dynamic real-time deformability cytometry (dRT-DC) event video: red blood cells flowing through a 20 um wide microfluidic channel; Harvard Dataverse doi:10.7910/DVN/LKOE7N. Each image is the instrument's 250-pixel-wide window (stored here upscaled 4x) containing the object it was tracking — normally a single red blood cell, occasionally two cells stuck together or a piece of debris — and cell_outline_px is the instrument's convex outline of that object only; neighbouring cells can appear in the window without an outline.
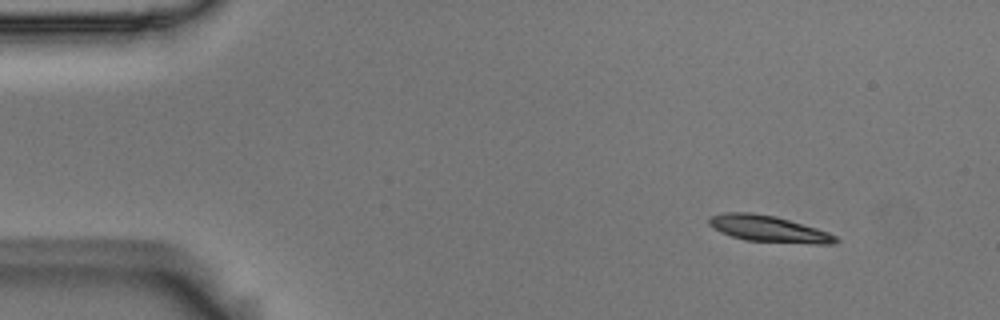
{"species": "Egyptian fruit bat (a non-hibernating species)", "species_latin": "Rousettus aegyptiacus", "temperature_condition": "room temperature", "stored_images_in_passage": 46, "camera_frame_rate_fps": 3000, "um_per_image_px": 0.085, "animal": {"sex": "male"}, "frame": {"image": 1, "passage_image": 1, "time_ms": 0.0, "image_size_px": [1000, 320], "cell_outline_px": [[836, 240], [752, 240], [736, 236], [712, 224], [712, 220], [724, 216], [768, 216], [784, 220], [832, 236]], "centroid_in_image_um": [65.23, 19.45], "position_along_channel_um": 19.8, "area_um2": 14.33}}
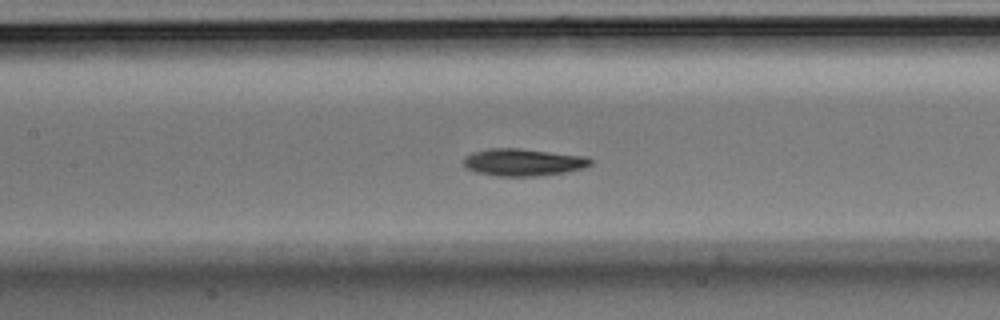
{"frame": {"image": 2, "passage_image": 20, "time_ms": 6.333, "image_size_px": [1000, 320], "cell_outline_px": [[588, 160], [584, 164], [568, 168], [548, 172], [492, 172], [476, 168], [468, 164], [468, 160], [484, 152], [536, 152], [564, 156]], "centroid_in_image_um": [44.46, 13.78], "position_along_channel_um": 162.9, "area_um2": 13.58}}
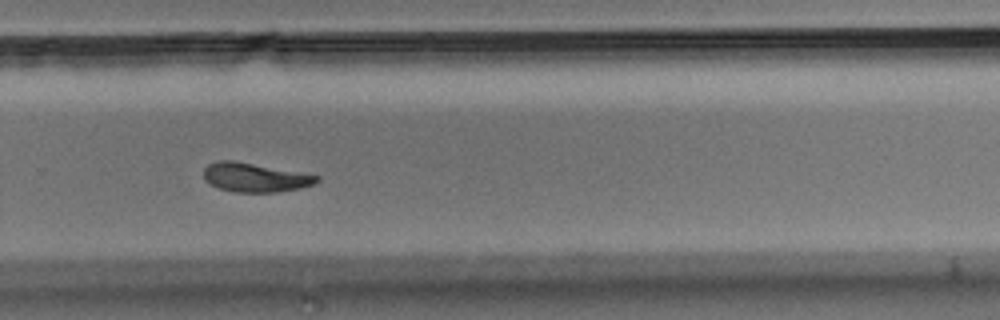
{"frame": {"image": 3, "passage_image": 32, "time_ms": 10.333, "image_size_px": [1000, 320], "cell_outline_px": [[316, 180], [308, 184], [292, 188], [256, 192], [228, 188], [216, 184], [208, 180], [208, 168], [212, 164], [244, 164], [316, 176]], "centroid_in_image_um": [21.74, 15.11], "position_along_channel_um": 308.1, "area_um2": 15.37}, "authors_computed_cell_mechanics": {"area_um2": 14.4789, "velocity_mm_per_s": 3.6527, "shape_relaxation_time_tau1_ms": 10.7964, "shape_relaxation_time_tau2_ms": 7.6786, "deformation_change_tau1": 0.2254, "deformation_change_tau2": 0.1225}}